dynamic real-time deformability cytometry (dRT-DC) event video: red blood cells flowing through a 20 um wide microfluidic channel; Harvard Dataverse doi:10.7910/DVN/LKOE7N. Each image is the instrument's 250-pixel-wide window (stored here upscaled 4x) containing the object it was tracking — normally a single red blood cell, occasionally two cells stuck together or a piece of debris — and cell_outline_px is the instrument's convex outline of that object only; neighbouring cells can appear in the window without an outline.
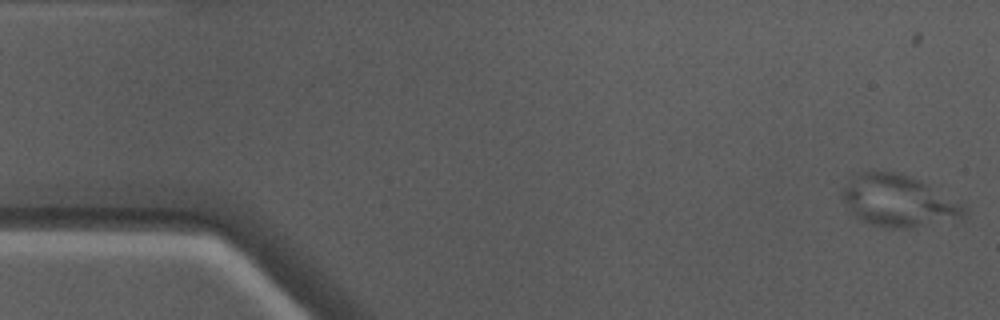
{"species": "Egyptian fruit bat (a non-hibernating species)", "species_latin": "Rousettus aegyptiacus", "temperature_condition": "warm", "stored_images_in_passage": 51, "camera_frame_rate_fps": 3000, "um_per_image_px": 0.085, "animal": {"sex": "male"}, "frame": {"image": 1, "passage_image": 1, "time_ms": 0.0, "image_size_px": [1000, 320], "cell_outline_px": [[968, 216], [960, 220], [908, 228], [884, 228], [868, 224], [860, 220], [848, 212], [840, 200], [840, 192], [848, 176], [856, 172], [896, 172], [908, 176], [960, 200], [968, 204]], "centroid_in_image_um": [76.35, 17.1], "position_along_channel_um": 8.6, "area_um2": 38.09}}
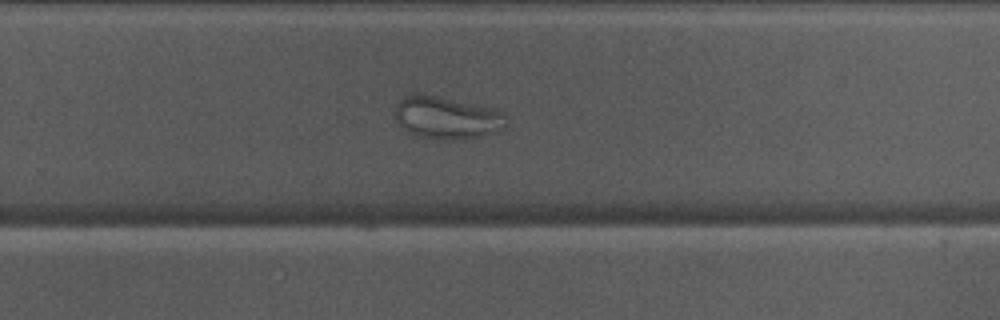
{"frame": {"image": 2, "passage_image": 32, "time_ms": 10.333, "image_size_px": [1000, 320], "cell_outline_px": [[508, 120], [504, 128], [496, 132], [480, 136], [456, 140], [440, 140], [416, 136], [408, 132], [396, 120], [392, 112], [396, 104], [404, 96], [412, 92], [424, 92], [488, 108], [500, 112], [508, 116]], "centroid_in_image_um": [37.9, 9.99], "position_along_channel_um": 291.9, "area_um2": 27.98}}
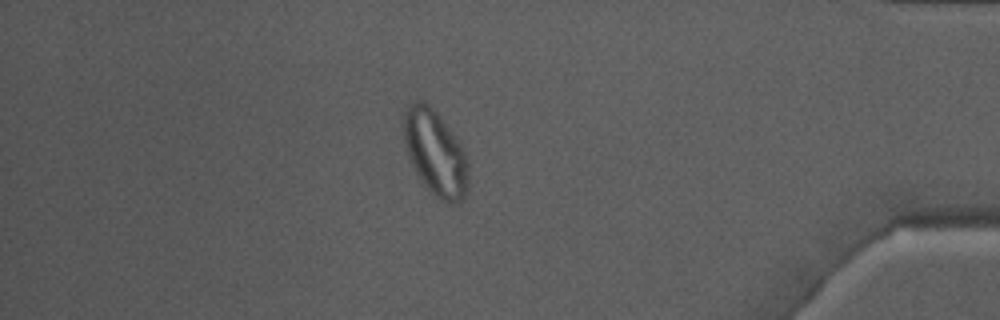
{"frame": {"image": 3, "passage_image": 43, "time_ms": 14.0, "image_size_px": [1000, 320], "cell_outline_px": [[468, 188], [460, 204], [448, 204], [440, 200], [420, 180], [408, 156], [404, 144], [404, 112], [408, 104], [416, 100], [424, 100], [440, 116], [452, 132], [460, 144], [468, 160]], "centroid_in_image_um": [37.01, 13.01], "position_along_channel_um": 398.2, "area_um2": 32.25}}